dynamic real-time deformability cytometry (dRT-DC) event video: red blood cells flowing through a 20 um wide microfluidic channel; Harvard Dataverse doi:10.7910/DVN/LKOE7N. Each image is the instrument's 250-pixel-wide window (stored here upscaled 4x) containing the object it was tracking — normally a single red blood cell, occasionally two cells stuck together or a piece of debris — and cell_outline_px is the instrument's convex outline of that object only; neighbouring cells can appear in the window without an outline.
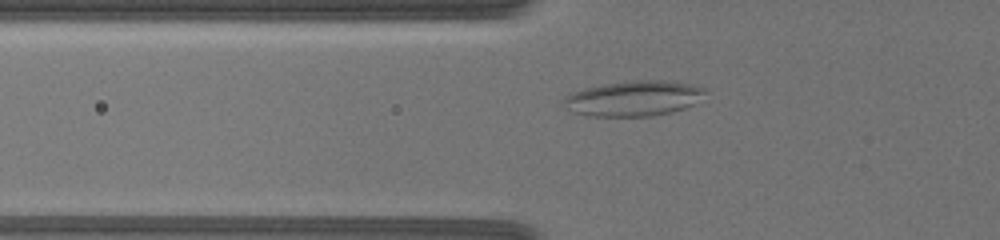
{"species": "common noctule bat (a hibernating species)", "species_latin": "Nyctalus noctula", "temperature_condition": "warm", "stored_images_in_passage": 58, "camera_frame_rate_fps": 3000, "um_per_image_px": 0.085, "animal": {"sex": "female", "body_mass_g": 19.5, "forearm_length_mm": 54.1}, "frame": {"image": 1, "passage_image": 11, "time_ms": 3.333, "image_size_px": [1000, 240], "cell_outline_px": [[708, 88], [692, 104], [684, 108], [672, 112], [652, 116], [588, 116], [572, 112], [564, 100], [572, 92], [584, 88], [604, 84], [632, 80], [676, 80]], "centroid_in_image_um": [53.9, 8.35], "position_along_channel_um": 71.9, "area_um2": 28.96}}
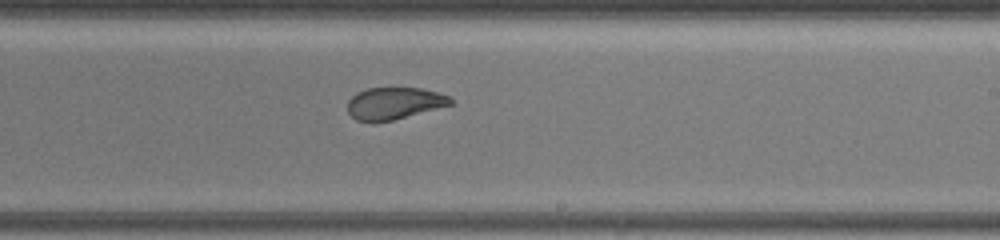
{"frame": {"image": 2, "passage_image": 31, "time_ms": 10.0, "image_size_px": [1000, 240], "cell_outline_px": [[456, 104], [392, 120], [372, 124], [356, 120], [348, 112], [348, 100], [356, 92], [368, 88], [420, 88], [436, 92], [448, 96]], "centroid_in_image_um": [33.49, 8.8], "position_along_channel_um": 255.5, "area_um2": 19.48}}
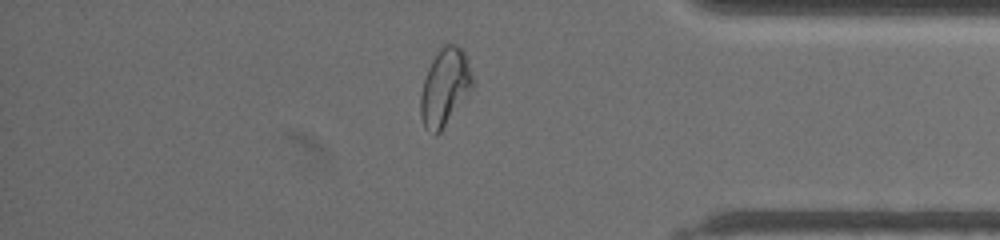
{"frame": {"image": 3, "passage_image": 48, "time_ms": 15.667, "image_size_px": [1000, 240], "cell_outline_px": [[476, 84], [440, 132], [436, 136], [432, 136], [424, 128], [420, 116], [420, 96], [424, 80], [428, 68], [436, 52], [448, 40], [452, 40], [464, 52], [468, 60]], "centroid_in_image_um": [37.82, 7.4], "position_along_channel_um": 397.4, "area_um2": 23.99}}